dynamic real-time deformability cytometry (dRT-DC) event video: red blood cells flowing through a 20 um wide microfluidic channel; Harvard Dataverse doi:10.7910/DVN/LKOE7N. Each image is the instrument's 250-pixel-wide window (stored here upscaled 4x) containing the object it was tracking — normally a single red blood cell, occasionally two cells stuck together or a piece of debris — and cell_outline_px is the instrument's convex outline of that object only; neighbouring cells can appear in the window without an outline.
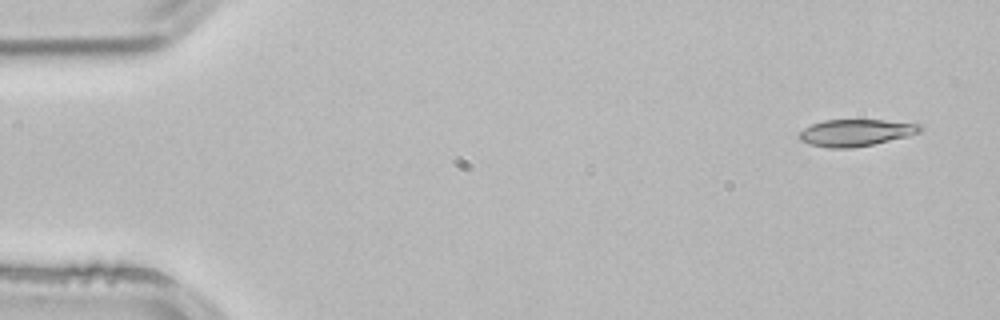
{"species": "common noctule bat (a hibernating species)", "species_latin": "Nyctalus noctula", "temperature_condition": "room temperature", "stored_images_in_passage": 3, "camera_frame_rate_fps": 3000, "um_per_image_px": 0.085, "animal": {"sex": "male", "body_mass_g": 21.5, "forearm_length_mm": 52.0}, "frame": {"image": 1, "passage_image": 1, "time_ms": 0.0, "image_size_px": [1000, 320], "cell_outline_px": [[924, 128], [920, 132], [908, 136], [872, 144], [852, 148], [828, 148], [808, 144], [800, 140], [796, 136], [804, 128], [812, 124], [824, 120], [884, 120], [924, 124]], "centroid_in_image_um": [72.75, 11.27], "position_along_channel_um": 12.3, "area_um2": 19.07}}
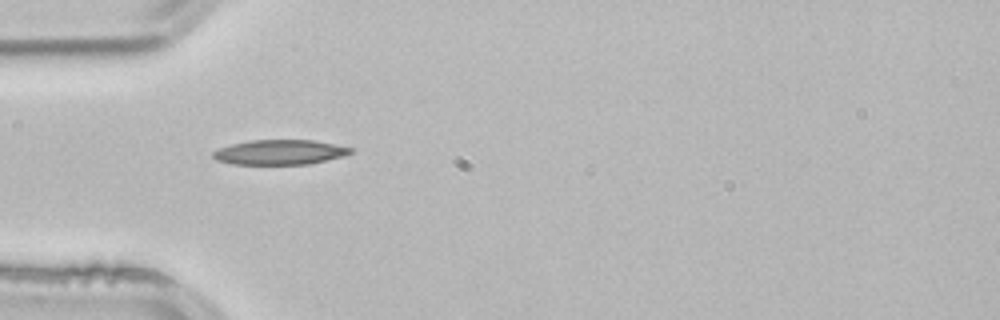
{"frame": {"image": 2, "passage_image": 3, "time_ms": 0.667, "image_size_px": [1000, 320], "cell_outline_px": [[352, 152], [344, 156], [308, 164], [232, 164], [216, 160], [212, 156], [212, 152], [220, 148], [232, 144], [252, 140], [312, 140], [352, 148]], "centroid_in_image_um": [23.76, 12.94], "position_along_channel_um": 61.2, "area_um2": 19.71}}